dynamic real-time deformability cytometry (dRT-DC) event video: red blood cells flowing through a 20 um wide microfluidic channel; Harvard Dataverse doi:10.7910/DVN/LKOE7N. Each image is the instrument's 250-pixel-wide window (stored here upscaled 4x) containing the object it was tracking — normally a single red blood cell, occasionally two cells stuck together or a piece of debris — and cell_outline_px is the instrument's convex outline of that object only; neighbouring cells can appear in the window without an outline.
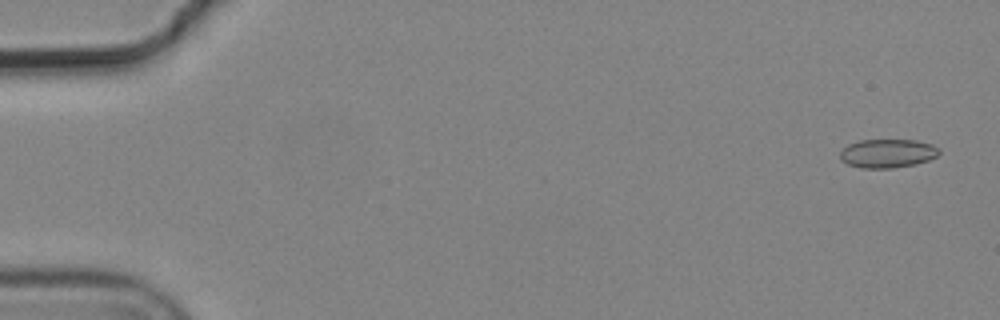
{"species": "common noctule bat (a hibernating species)", "species_latin": "Nyctalus noctula", "temperature_condition": "cold", "stored_images_in_passage": 4, "camera_frame_rate_fps": 3000, "um_per_image_px": 0.085, "animal": {"sex": "male", "body_mass_g": 19.2, "forearm_length_mm": 51.8}, "frame": {"image": 1, "passage_image": 1, "time_ms": 0.0, "image_size_px": [1000, 320], "cell_outline_px": [[940, 152], [936, 156], [928, 160], [916, 164], [892, 168], [860, 168], [848, 164], [840, 160], [840, 152], [848, 144], [860, 140], [916, 140], [932, 144], [940, 148]], "centroid_in_image_um": [75.44, 13.04], "position_along_channel_um": 9.6, "area_um2": 16.65}}
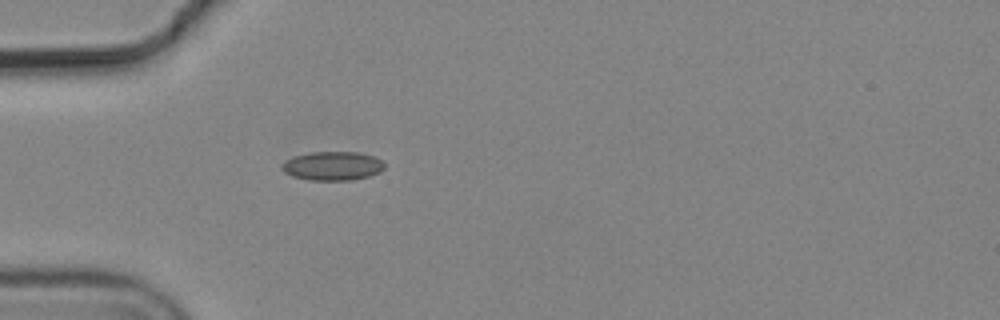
{"frame": {"image": 2, "passage_image": 4, "time_ms": 1.0, "image_size_px": [1000, 320], "cell_outline_px": [[384, 168], [380, 172], [368, 176], [352, 180], [308, 180], [292, 176], [284, 172], [280, 168], [280, 164], [284, 160], [292, 156], [312, 152], [356, 152], [372, 156], [380, 160], [384, 164]], "centroid_in_image_um": [28.2, 14.1], "position_along_channel_um": 56.8, "area_um2": 17.34}}